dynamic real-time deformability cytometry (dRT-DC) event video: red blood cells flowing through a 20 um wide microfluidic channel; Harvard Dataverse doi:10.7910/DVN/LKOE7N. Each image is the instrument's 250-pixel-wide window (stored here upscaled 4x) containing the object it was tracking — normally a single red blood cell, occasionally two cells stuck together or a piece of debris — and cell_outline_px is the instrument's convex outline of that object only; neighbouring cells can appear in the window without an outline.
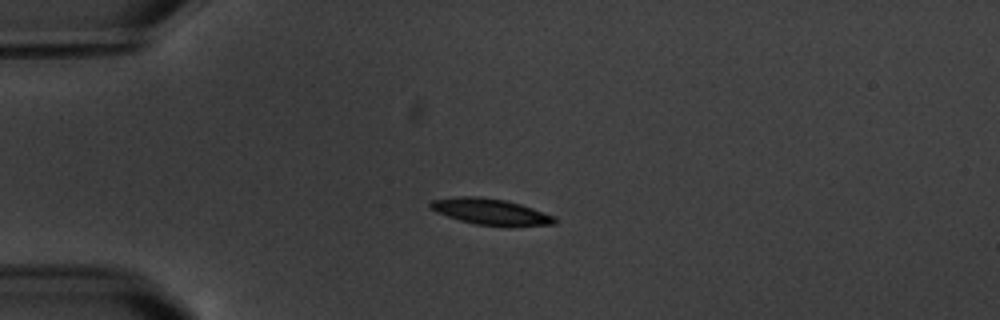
{"species": "common noctule bat (a hibernating species)", "species_latin": "Nyctalus noctula", "temperature_condition": "warm", "stored_images_in_passage": 8, "camera_frame_rate_fps": 3000, "um_per_image_px": 0.085, "animal": {"sex": "male", "body_mass_g": 20.1, "forearm_length_mm": 53.5}, "frame": {"image": 1, "passage_image": 4, "time_ms": 3.333, "image_size_px": [1000, 320], "cell_outline_px": [[560, 220], [556, 224], [508, 228], [476, 224], [460, 220], [436, 212], [428, 208], [428, 204], [432, 200], [460, 196], [480, 196], [504, 200], [520, 204], [556, 216]], "centroid_in_image_um": [41.77, 18.02], "position_along_channel_um": 43.2, "area_um2": 19.48}}
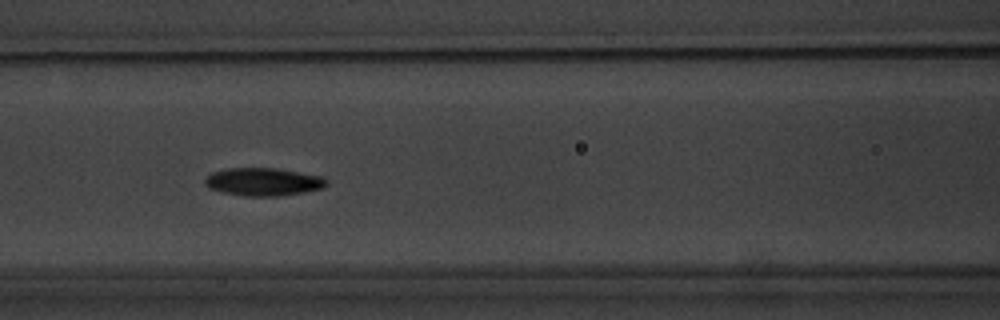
{"frame": {"image": 2, "passage_image": 7, "time_ms": 7.0, "image_size_px": [1000, 320], "cell_outline_px": [[328, 184], [324, 188], [304, 192], [276, 196], [244, 196], [224, 192], [208, 188], [204, 184], [204, 180], [212, 172], [228, 168], [276, 168], [324, 176], [328, 180]], "centroid_in_image_um": [22.41, 15.45], "position_along_channel_um": 144.2, "area_um2": 19.88}}